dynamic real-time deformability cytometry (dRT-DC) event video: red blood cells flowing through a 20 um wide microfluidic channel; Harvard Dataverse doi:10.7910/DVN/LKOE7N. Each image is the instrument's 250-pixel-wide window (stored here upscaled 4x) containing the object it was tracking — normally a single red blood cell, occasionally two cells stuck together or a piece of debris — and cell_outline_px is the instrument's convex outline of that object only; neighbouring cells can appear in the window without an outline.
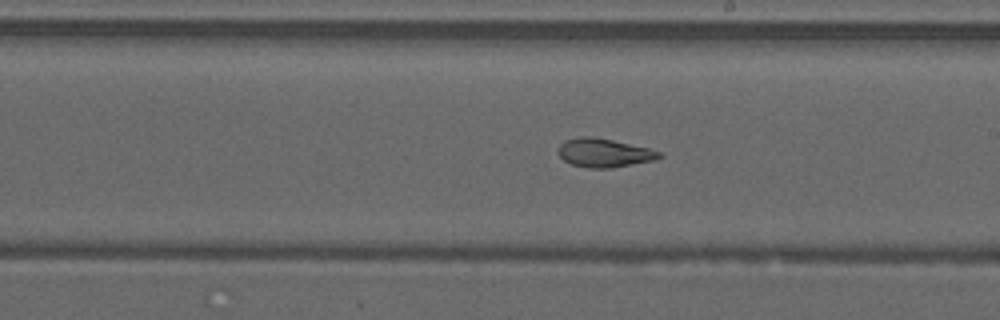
{"species": "common noctule bat (a hibernating species)", "species_latin": "Nyctalus noctula", "temperature_condition": "warm", "stored_images_in_passage": 50, "camera_frame_rate_fps": 3000, "um_per_image_px": 0.085, "animal": {"sex": "male", "forearm_length_mm": 52.5}, "frame": {"image": 1, "passage_image": 29, "time_ms": 9.333, "image_size_px": [1000, 320], "cell_outline_px": [[664, 156], [652, 160], [612, 168], [592, 168], [572, 164], [564, 160], [560, 156], [560, 144], [564, 140], [584, 136], [592, 136], [612, 140], [648, 148], [664, 152]], "centroid_in_image_um": [51.38, 12.98], "position_along_channel_um": 237.6, "area_um2": 16.65}}
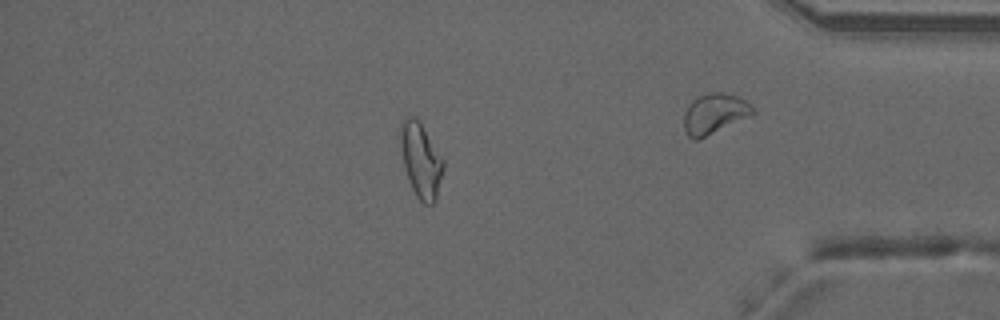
{"frame": {"image": 2, "passage_image": 43, "time_ms": 14.0, "image_size_px": [1000, 320], "cell_outline_px": [[444, 168], [436, 200], [432, 204], [424, 204], [416, 196], [412, 188], [404, 168], [396, 136], [404, 116], [416, 116], [444, 160]], "centroid_in_image_um": [35.72, 13.57], "position_along_channel_um": 399.5, "area_um2": 19.19}, "authors_computed_cell_mechanics": {"area_um2": 19.4208, "velocity_mm_per_s": 4.2087, "shape_relaxation_time_tau1_ms": null, "shape_relaxation_time_tau2_ms": 1.9598, "deformation_change_tau1": null, "deformation_change_tau2": 0.0867}}